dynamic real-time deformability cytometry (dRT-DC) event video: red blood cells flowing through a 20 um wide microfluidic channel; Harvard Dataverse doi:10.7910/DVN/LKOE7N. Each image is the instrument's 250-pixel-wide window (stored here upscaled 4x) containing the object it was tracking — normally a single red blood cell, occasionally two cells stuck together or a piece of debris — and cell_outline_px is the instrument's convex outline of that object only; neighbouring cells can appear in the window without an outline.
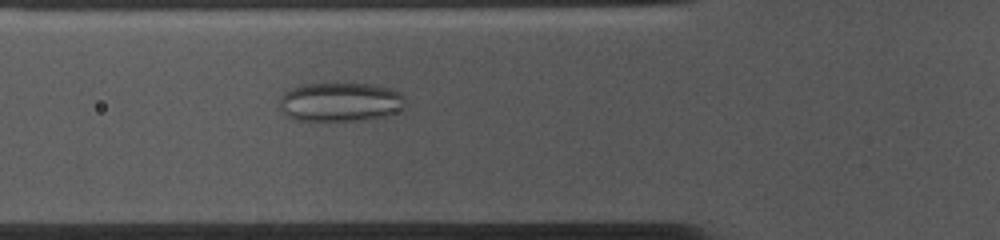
{"species": "common noctule bat (a hibernating species)", "species_latin": "Nyctalus noctula", "temperature_condition": "cold", "stored_images_in_passage": 51, "camera_frame_rate_fps": 3000, "um_per_image_px": 0.085, "animal": {"sex": "female", "body_mass_g": 10.0, "forearm_length_mm": 53.1}, "frame": {"image": 1, "passage_image": 15, "time_ms": 4.667, "image_size_px": [1000, 240], "cell_outline_px": [[404, 112], [388, 116], [360, 120], [296, 120], [288, 116], [276, 104], [280, 96], [288, 88], [300, 84], [372, 84], [392, 88], [400, 92], [404, 96]], "centroid_in_image_um": [28.94, 8.66], "position_along_channel_um": 96.9, "area_um2": 29.19}}
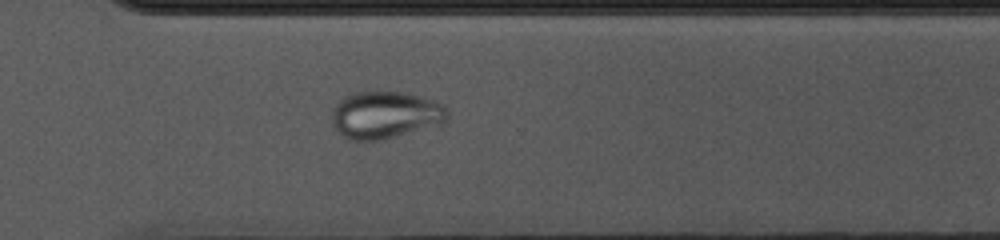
{"frame": {"image": 2, "passage_image": 35, "time_ms": 11.333, "image_size_px": [1000, 240], "cell_outline_px": [[448, 116], [440, 124], [376, 140], [352, 140], [344, 136], [332, 124], [332, 108], [344, 96], [352, 92], [404, 92], [436, 100], [444, 104], [448, 112]], "centroid_in_image_um": [32.73, 9.73], "position_along_channel_um": 337.9, "area_um2": 31.44}}
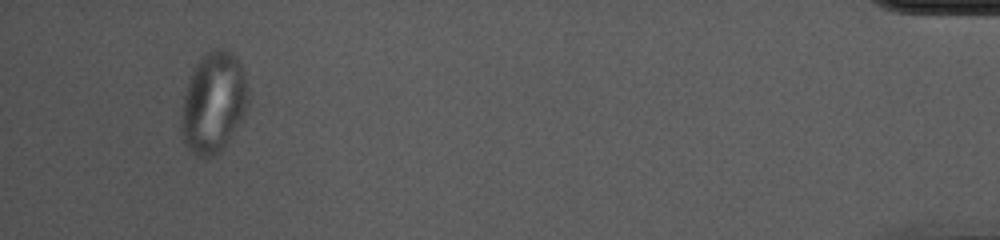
{"frame": {"image": 3, "passage_image": 48, "time_ms": 15.667, "image_size_px": [1000, 240], "cell_outline_px": [[248, 108], [228, 140], [220, 152], [212, 156], [200, 156], [192, 152], [184, 144], [184, 92], [192, 72], [200, 60], [212, 48], [220, 48], [236, 56], [240, 60], [244, 68], [248, 88]], "centroid_in_image_um": [18.21, 8.68], "position_along_channel_um": 417.0, "area_um2": 38.44}}